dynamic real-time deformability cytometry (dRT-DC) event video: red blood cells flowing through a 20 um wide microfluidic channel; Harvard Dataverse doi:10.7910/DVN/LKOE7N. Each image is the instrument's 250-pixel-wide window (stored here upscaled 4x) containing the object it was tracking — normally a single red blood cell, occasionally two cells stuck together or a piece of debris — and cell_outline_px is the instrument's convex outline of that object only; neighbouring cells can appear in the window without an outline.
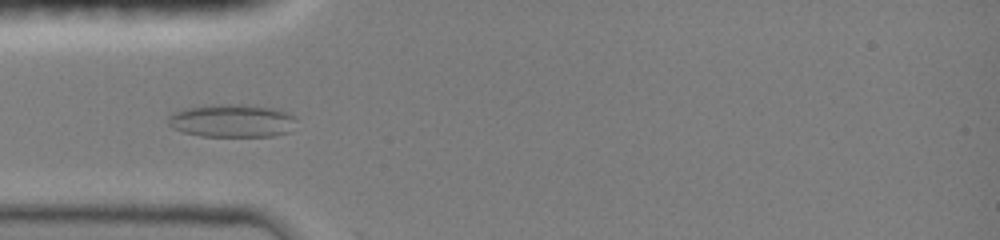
{"species": "common noctule bat (a hibernating species)", "species_latin": "Nyctalus noctula", "temperature_condition": "room temperature", "stored_images_in_passage": 6, "camera_frame_rate_fps": 3000, "um_per_image_px": 0.085, "animal": {"sex": "female", "body_mass_g": 19.0, "forearm_length_mm": 51.5}, "frame": {"image": 1, "passage_image": 4, "time_ms": 2.0, "image_size_px": [1000, 240], "cell_outline_px": [[296, 120], [292, 132], [272, 136], [200, 136], [184, 132], [172, 128], [168, 124], [168, 116], [172, 112], [184, 108], [204, 104], [240, 104], [276, 108], [292, 112], [296, 116]], "centroid_in_image_um": [19.75, 10.24], "position_along_channel_um": 65.2, "area_um2": 25.37}}